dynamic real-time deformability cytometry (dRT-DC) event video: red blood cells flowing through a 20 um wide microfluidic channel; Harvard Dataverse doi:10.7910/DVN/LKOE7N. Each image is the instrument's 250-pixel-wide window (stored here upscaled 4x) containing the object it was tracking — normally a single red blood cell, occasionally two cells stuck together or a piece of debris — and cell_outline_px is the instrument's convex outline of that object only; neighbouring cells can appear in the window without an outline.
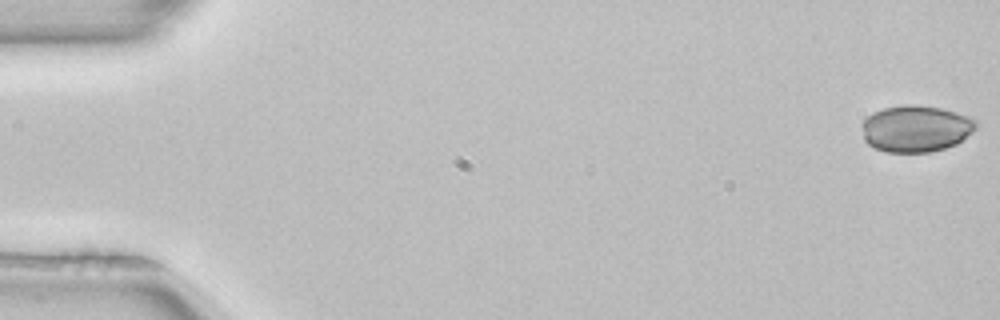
{"species": "common noctule bat (a hibernating species)", "species_latin": "Nyctalus noctula", "temperature_condition": "room temperature", "stored_images_in_passage": 4, "camera_frame_rate_fps": 3000, "um_per_image_px": 0.085, "animal": {"sex": "female", "body_mass_g": 22.7, "forearm_length_mm": 54.2}, "frame": {"image": 1, "passage_image": 1, "time_ms": 0.0, "image_size_px": [1000, 320], "cell_outline_px": [[980, 124], [972, 132], [956, 144], [944, 148], [928, 152], [884, 152], [868, 144], [864, 140], [864, 120], [872, 112], [884, 108], [908, 104], [916, 104], [940, 108], [956, 112], [968, 116], [976, 120]], "centroid_in_image_um": [77.87, 10.93], "position_along_channel_um": 7.1, "area_um2": 30.92}}
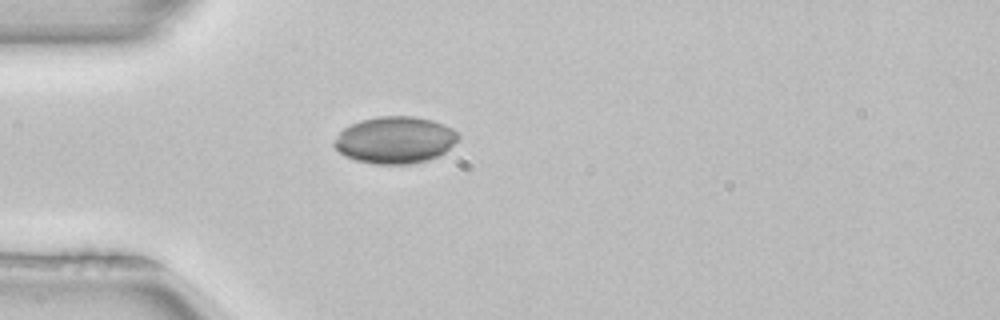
{"frame": {"image": 2, "passage_image": 4, "time_ms": 1.0, "image_size_px": [1000, 320], "cell_outline_px": [[460, 140], [444, 152], [428, 160], [408, 164], [376, 164], [356, 160], [344, 156], [332, 144], [340, 132], [344, 128], [360, 120], [380, 116], [412, 116], [432, 120], [444, 124], [452, 128], [460, 136]], "centroid_in_image_um": [33.59, 11.89], "position_along_channel_um": 51.4, "area_um2": 33.87}}